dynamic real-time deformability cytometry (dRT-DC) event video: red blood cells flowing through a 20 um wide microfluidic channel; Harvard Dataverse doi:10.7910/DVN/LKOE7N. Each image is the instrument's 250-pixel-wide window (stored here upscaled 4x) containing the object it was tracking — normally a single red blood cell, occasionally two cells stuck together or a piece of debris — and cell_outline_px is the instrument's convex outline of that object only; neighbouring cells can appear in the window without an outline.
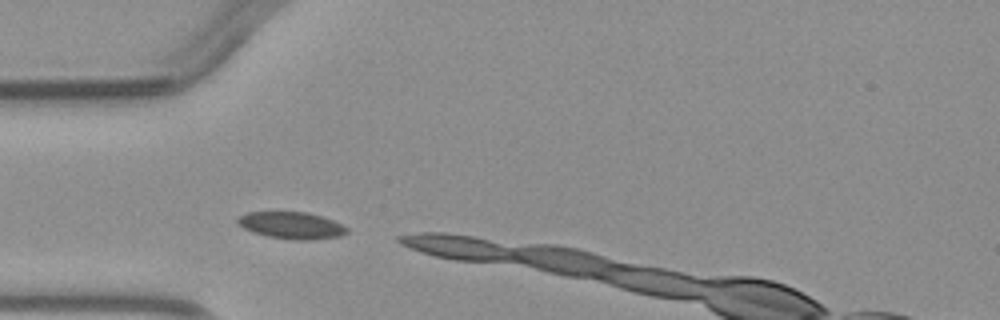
{"species": "common noctule bat (a hibernating species)", "species_latin": "Nyctalus noctula", "temperature_condition": "warm", "stored_images_in_passage": 3, "camera_frame_rate_fps": 3000, "um_per_image_px": 0.085, "animal": {"sex": "male", "body_mass_g": 23.1, "forearm_length_mm": 52.7}, "frame": {"image": 1, "passage_image": 1, "time_ms": 0.0, "image_size_px": [1000, 320], "cell_outline_px": [[348, 232], [340, 236], [312, 240], [296, 240], [268, 236], [252, 232], [244, 228], [236, 220], [240, 216], [248, 212], [308, 212], [332, 220], [348, 228]], "centroid_in_image_um": [24.79, 19.16], "position_along_channel_um": 60.2, "area_um2": 16.94}}